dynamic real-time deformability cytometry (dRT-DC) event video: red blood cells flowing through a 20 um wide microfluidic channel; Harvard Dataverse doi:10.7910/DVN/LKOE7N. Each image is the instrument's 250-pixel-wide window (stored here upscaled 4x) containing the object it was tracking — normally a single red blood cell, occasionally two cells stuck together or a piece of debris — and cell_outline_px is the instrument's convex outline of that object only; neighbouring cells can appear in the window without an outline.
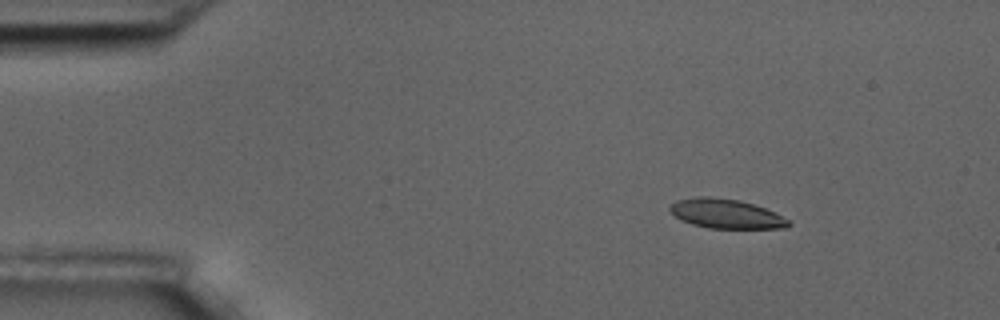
{"species": "common noctule bat (a hibernating species)", "species_latin": "Nyctalus noctula", "temperature_condition": "room temperature", "stored_images_in_passage": 5, "camera_frame_rate_fps": 3000, "um_per_image_px": 0.085, "animal": {"sex": "male", "body_mass_g": 17.5, "forearm_length_mm": 52.3}, "frame": {"image": 1, "passage_image": 2, "time_ms": 0.333, "image_size_px": [1000, 320], "cell_outline_px": [[792, 224], [788, 228], [708, 228], [692, 224], [680, 220], [668, 208], [676, 200], [696, 196], [708, 196], [740, 200], [776, 212], [788, 220]], "centroid_in_image_um": [61.71, 18.16], "position_along_channel_um": 23.3, "area_um2": 20.35}}
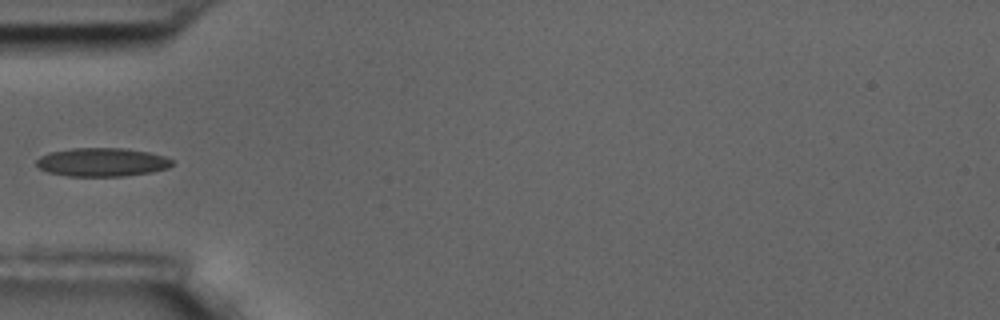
{"frame": {"image": 2, "passage_image": 5, "time_ms": 1.333, "image_size_px": [1000, 320], "cell_outline_px": [[172, 164], [168, 168], [152, 172], [124, 176], [68, 176], [48, 172], [40, 168], [36, 164], [36, 160], [40, 156], [48, 152], [72, 148], [124, 148], [148, 152], [164, 156], [172, 160]], "centroid_in_image_um": [8.65, 13.78], "position_along_channel_um": 76.3, "area_um2": 22.6}}